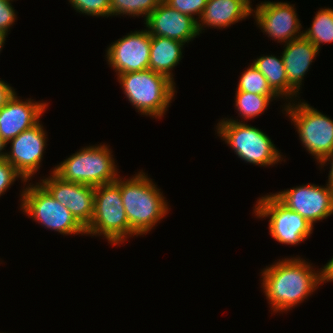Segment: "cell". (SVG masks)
I'll use <instances>...</instances> for the list:
<instances>
[{
  "instance_id": "22",
  "label": "cell",
  "mask_w": 333,
  "mask_h": 333,
  "mask_svg": "<svg viewBox=\"0 0 333 333\" xmlns=\"http://www.w3.org/2000/svg\"><path fill=\"white\" fill-rule=\"evenodd\" d=\"M235 108L238 115H241L244 120H251L265 112L272 100L279 99V96H263L254 93L243 91H235Z\"/></svg>"
},
{
  "instance_id": "24",
  "label": "cell",
  "mask_w": 333,
  "mask_h": 333,
  "mask_svg": "<svg viewBox=\"0 0 333 333\" xmlns=\"http://www.w3.org/2000/svg\"><path fill=\"white\" fill-rule=\"evenodd\" d=\"M249 66L241 74L236 91L263 96H278L268 85L266 77L252 63Z\"/></svg>"
},
{
  "instance_id": "27",
  "label": "cell",
  "mask_w": 333,
  "mask_h": 333,
  "mask_svg": "<svg viewBox=\"0 0 333 333\" xmlns=\"http://www.w3.org/2000/svg\"><path fill=\"white\" fill-rule=\"evenodd\" d=\"M16 178H20L22 182L26 181L23 177L15 170V168L5 159H0V196L7 191V189L14 184Z\"/></svg>"
},
{
  "instance_id": "32",
  "label": "cell",
  "mask_w": 333,
  "mask_h": 333,
  "mask_svg": "<svg viewBox=\"0 0 333 333\" xmlns=\"http://www.w3.org/2000/svg\"><path fill=\"white\" fill-rule=\"evenodd\" d=\"M6 36H7V34L0 33V52L2 50V47H4Z\"/></svg>"
},
{
  "instance_id": "4",
  "label": "cell",
  "mask_w": 333,
  "mask_h": 333,
  "mask_svg": "<svg viewBox=\"0 0 333 333\" xmlns=\"http://www.w3.org/2000/svg\"><path fill=\"white\" fill-rule=\"evenodd\" d=\"M113 154L105 144L82 147L52 171L65 181L91 186L115 182L120 176Z\"/></svg>"
},
{
  "instance_id": "3",
  "label": "cell",
  "mask_w": 333,
  "mask_h": 333,
  "mask_svg": "<svg viewBox=\"0 0 333 333\" xmlns=\"http://www.w3.org/2000/svg\"><path fill=\"white\" fill-rule=\"evenodd\" d=\"M116 76L125 97L141 115L158 119L165 115L175 96V82L151 69Z\"/></svg>"
},
{
  "instance_id": "25",
  "label": "cell",
  "mask_w": 333,
  "mask_h": 333,
  "mask_svg": "<svg viewBox=\"0 0 333 333\" xmlns=\"http://www.w3.org/2000/svg\"><path fill=\"white\" fill-rule=\"evenodd\" d=\"M111 0H69L72 7L79 13L96 17L110 16Z\"/></svg>"
},
{
  "instance_id": "12",
  "label": "cell",
  "mask_w": 333,
  "mask_h": 333,
  "mask_svg": "<svg viewBox=\"0 0 333 333\" xmlns=\"http://www.w3.org/2000/svg\"><path fill=\"white\" fill-rule=\"evenodd\" d=\"M39 183L55 200L67 207L84 228L90 224L94 214V186L65 181L53 171Z\"/></svg>"
},
{
  "instance_id": "30",
  "label": "cell",
  "mask_w": 333,
  "mask_h": 333,
  "mask_svg": "<svg viewBox=\"0 0 333 333\" xmlns=\"http://www.w3.org/2000/svg\"><path fill=\"white\" fill-rule=\"evenodd\" d=\"M328 161L330 163H328ZM330 164V171H329V176H328V183L329 185L333 188V151L331 152V154L319 165L320 167H324L325 164Z\"/></svg>"
},
{
  "instance_id": "26",
  "label": "cell",
  "mask_w": 333,
  "mask_h": 333,
  "mask_svg": "<svg viewBox=\"0 0 333 333\" xmlns=\"http://www.w3.org/2000/svg\"><path fill=\"white\" fill-rule=\"evenodd\" d=\"M167 5L171 8L177 9L179 12L184 13L192 18H194L197 22L202 16L204 8L208 0H163ZM194 16H198L195 18Z\"/></svg>"
},
{
  "instance_id": "9",
  "label": "cell",
  "mask_w": 333,
  "mask_h": 333,
  "mask_svg": "<svg viewBox=\"0 0 333 333\" xmlns=\"http://www.w3.org/2000/svg\"><path fill=\"white\" fill-rule=\"evenodd\" d=\"M254 207L256 218H270L269 234L281 244L298 245L312 234L313 226L272 193L261 196Z\"/></svg>"
},
{
  "instance_id": "13",
  "label": "cell",
  "mask_w": 333,
  "mask_h": 333,
  "mask_svg": "<svg viewBox=\"0 0 333 333\" xmlns=\"http://www.w3.org/2000/svg\"><path fill=\"white\" fill-rule=\"evenodd\" d=\"M111 44L106 61L117 75L149 69L151 35L147 29L131 31Z\"/></svg>"
},
{
  "instance_id": "16",
  "label": "cell",
  "mask_w": 333,
  "mask_h": 333,
  "mask_svg": "<svg viewBox=\"0 0 333 333\" xmlns=\"http://www.w3.org/2000/svg\"><path fill=\"white\" fill-rule=\"evenodd\" d=\"M47 107L48 103L44 101H33L31 98L23 101L15 92L0 108V136L9 144L21 132L39 123Z\"/></svg>"
},
{
  "instance_id": "23",
  "label": "cell",
  "mask_w": 333,
  "mask_h": 333,
  "mask_svg": "<svg viewBox=\"0 0 333 333\" xmlns=\"http://www.w3.org/2000/svg\"><path fill=\"white\" fill-rule=\"evenodd\" d=\"M162 0H111L110 16H144L145 19L157 8Z\"/></svg>"
},
{
  "instance_id": "33",
  "label": "cell",
  "mask_w": 333,
  "mask_h": 333,
  "mask_svg": "<svg viewBox=\"0 0 333 333\" xmlns=\"http://www.w3.org/2000/svg\"><path fill=\"white\" fill-rule=\"evenodd\" d=\"M245 3H247L251 8H253L252 6H251V0H243Z\"/></svg>"
},
{
  "instance_id": "28",
  "label": "cell",
  "mask_w": 333,
  "mask_h": 333,
  "mask_svg": "<svg viewBox=\"0 0 333 333\" xmlns=\"http://www.w3.org/2000/svg\"><path fill=\"white\" fill-rule=\"evenodd\" d=\"M13 0H0V33L9 34L17 15L11 2Z\"/></svg>"
},
{
  "instance_id": "18",
  "label": "cell",
  "mask_w": 333,
  "mask_h": 333,
  "mask_svg": "<svg viewBox=\"0 0 333 333\" xmlns=\"http://www.w3.org/2000/svg\"><path fill=\"white\" fill-rule=\"evenodd\" d=\"M251 14L252 8L243 0H208L198 20V30L202 33L204 27L223 29Z\"/></svg>"
},
{
  "instance_id": "1",
  "label": "cell",
  "mask_w": 333,
  "mask_h": 333,
  "mask_svg": "<svg viewBox=\"0 0 333 333\" xmlns=\"http://www.w3.org/2000/svg\"><path fill=\"white\" fill-rule=\"evenodd\" d=\"M311 265L300 257H286L261 270V286L273 312L295 308L324 283L323 268L315 271Z\"/></svg>"
},
{
  "instance_id": "8",
  "label": "cell",
  "mask_w": 333,
  "mask_h": 333,
  "mask_svg": "<svg viewBox=\"0 0 333 333\" xmlns=\"http://www.w3.org/2000/svg\"><path fill=\"white\" fill-rule=\"evenodd\" d=\"M20 194V208L33 221L63 235L86 234L67 207L55 200L40 183H28Z\"/></svg>"
},
{
  "instance_id": "19",
  "label": "cell",
  "mask_w": 333,
  "mask_h": 333,
  "mask_svg": "<svg viewBox=\"0 0 333 333\" xmlns=\"http://www.w3.org/2000/svg\"><path fill=\"white\" fill-rule=\"evenodd\" d=\"M185 43L162 36H151L149 69L174 82L173 68L182 60Z\"/></svg>"
},
{
  "instance_id": "10",
  "label": "cell",
  "mask_w": 333,
  "mask_h": 333,
  "mask_svg": "<svg viewBox=\"0 0 333 333\" xmlns=\"http://www.w3.org/2000/svg\"><path fill=\"white\" fill-rule=\"evenodd\" d=\"M274 195L289 209L304 217L313 227L314 223L333 214V188L328 182L326 186L303 184Z\"/></svg>"
},
{
  "instance_id": "14",
  "label": "cell",
  "mask_w": 333,
  "mask_h": 333,
  "mask_svg": "<svg viewBox=\"0 0 333 333\" xmlns=\"http://www.w3.org/2000/svg\"><path fill=\"white\" fill-rule=\"evenodd\" d=\"M46 137V131L39 122L9 141L11 149L6 153L5 159L26 182L32 179L41 166L47 145Z\"/></svg>"
},
{
  "instance_id": "31",
  "label": "cell",
  "mask_w": 333,
  "mask_h": 333,
  "mask_svg": "<svg viewBox=\"0 0 333 333\" xmlns=\"http://www.w3.org/2000/svg\"><path fill=\"white\" fill-rule=\"evenodd\" d=\"M5 147H7V143L0 136V159L5 158L6 152H3V150H5Z\"/></svg>"
},
{
  "instance_id": "20",
  "label": "cell",
  "mask_w": 333,
  "mask_h": 333,
  "mask_svg": "<svg viewBox=\"0 0 333 333\" xmlns=\"http://www.w3.org/2000/svg\"><path fill=\"white\" fill-rule=\"evenodd\" d=\"M252 64L266 77L268 85L280 98L294 102L300 93L288 83L282 56L278 58L275 55H263L257 57Z\"/></svg>"
},
{
  "instance_id": "17",
  "label": "cell",
  "mask_w": 333,
  "mask_h": 333,
  "mask_svg": "<svg viewBox=\"0 0 333 333\" xmlns=\"http://www.w3.org/2000/svg\"><path fill=\"white\" fill-rule=\"evenodd\" d=\"M282 58L288 83L299 93L302 80L317 57L318 48L304 36L284 44Z\"/></svg>"
},
{
  "instance_id": "6",
  "label": "cell",
  "mask_w": 333,
  "mask_h": 333,
  "mask_svg": "<svg viewBox=\"0 0 333 333\" xmlns=\"http://www.w3.org/2000/svg\"><path fill=\"white\" fill-rule=\"evenodd\" d=\"M85 230L86 235H102L111 245L124 243L130 237V225L120 192V176L115 182L95 187L94 214Z\"/></svg>"
},
{
  "instance_id": "15",
  "label": "cell",
  "mask_w": 333,
  "mask_h": 333,
  "mask_svg": "<svg viewBox=\"0 0 333 333\" xmlns=\"http://www.w3.org/2000/svg\"><path fill=\"white\" fill-rule=\"evenodd\" d=\"M144 24L151 36L167 37L185 44L200 34L198 22L194 18L171 8L163 0L145 19Z\"/></svg>"
},
{
  "instance_id": "2",
  "label": "cell",
  "mask_w": 333,
  "mask_h": 333,
  "mask_svg": "<svg viewBox=\"0 0 333 333\" xmlns=\"http://www.w3.org/2000/svg\"><path fill=\"white\" fill-rule=\"evenodd\" d=\"M130 179L120 177V192L130 225V237L145 235L169 212L167 200L145 172Z\"/></svg>"
},
{
  "instance_id": "7",
  "label": "cell",
  "mask_w": 333,
  "mask_h": 333,
  "mask_svg": "<svg viewBox=\"0 0 333 333\" xmlns=\"http://www.w3.org/2000/svg\"><path fill=\"white\" fill-rule=\"evenodd\" d=\"M283 108L303 147L321 164L333 151V119L301 100L298 104L288 101Z\"/></svg>"
},
{
  "instance_id": "21",
  "label": "cell",
  "mask_w": 333,
  "mask_h": 333,
  "mask_svg": "<svg viewBox=\"0 0 333 333\" xmlns=\"http://www.w3.org/2000/svg\"><path fill=\"white\" fill-rule=\"evenodd\" d=\"M303 36L320 50L321 44L333 42V8H321L316 12L310 28Z\"/></svg>"
},
{
  "instance_id": "29",
  "label": "cell",
  "mask_w": 333,
  "mask_h": 333,
  "mask_svg": "<svg viewBox=\"0 0 333 333\" xmlns=\"http://www.w3.org/2000/svg\"><path fill=\"white\" fill-rule=\"evenodd\" d=\"M15 89L0 79V108L14 95Z\"/></svg>"
},
{
  "instance_id": "5",
  "label": "cell",
  "mask_w": 333,
  "mask_h": 333,
  "mask_svg": "<svg viewBox=\"0 0 333 333\" xmlns=\"http://www.w3.org/2000/svg\"><path fill=\"white\" fill-rule=\"evenodd\" d=\"M216 132L246 163L267 167L283 160L270 137L245 121L223 118L217 123Z\"/></svg>"
},
{
  "instance_id": "11",
  "label": "cell",
  "mask_w": 333,
  "mask_h": 333,
  "mask_svg": "<svg viewBox=\"0 0 333 333\" xmlns=\"http://www.w3.org/2000/svg\"><path fill=\"white\" fill-rule=\"evenodd\" d=\"M256 6V9L252 8L256 25L272 40L286 44L303 36L294 4L264 1Z\"/></svg>"
}]
</instances>
